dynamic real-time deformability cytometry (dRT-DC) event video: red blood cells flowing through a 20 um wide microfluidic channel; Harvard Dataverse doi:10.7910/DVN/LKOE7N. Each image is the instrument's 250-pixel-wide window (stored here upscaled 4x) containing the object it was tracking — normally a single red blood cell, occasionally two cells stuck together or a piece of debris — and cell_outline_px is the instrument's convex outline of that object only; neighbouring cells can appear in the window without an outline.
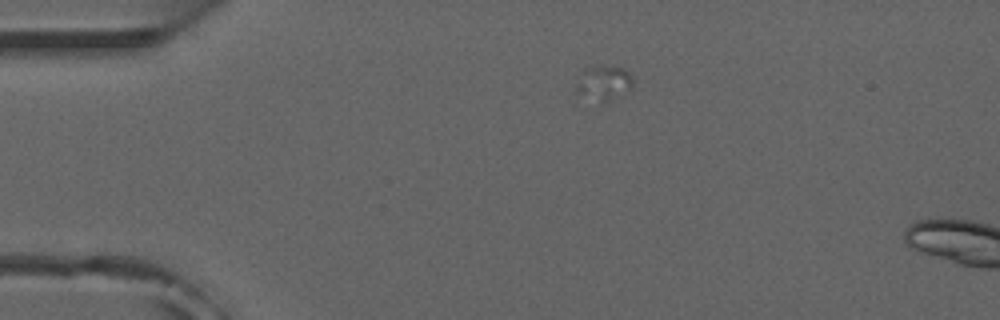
{"species": "common noctule bat (a hibernating species)", "species_latin": "Nyctalus noctula", "temperature_condition": "room temperature", "stored_images_in_passage": 10, "camera_frame_rate_fps": 3000, "um_per_image_px": 0.085, "animal": {"sex": "male", "forearm_length_mm": 52.5}, "frame": {"image": 1, "passage_image": 6, "time_ms": 1.667, "image_size_px": [1000, 320], "cell_outline_px": [[632, 88], [608, 100], [604, 100], [576, 92], [576, 84], [584, 68], [624, 68], [632, 76]], "centroid_in_image_um": [51.34, 7.02], "position_along_channel_um": 33.7, "area_um2": 10.4}}